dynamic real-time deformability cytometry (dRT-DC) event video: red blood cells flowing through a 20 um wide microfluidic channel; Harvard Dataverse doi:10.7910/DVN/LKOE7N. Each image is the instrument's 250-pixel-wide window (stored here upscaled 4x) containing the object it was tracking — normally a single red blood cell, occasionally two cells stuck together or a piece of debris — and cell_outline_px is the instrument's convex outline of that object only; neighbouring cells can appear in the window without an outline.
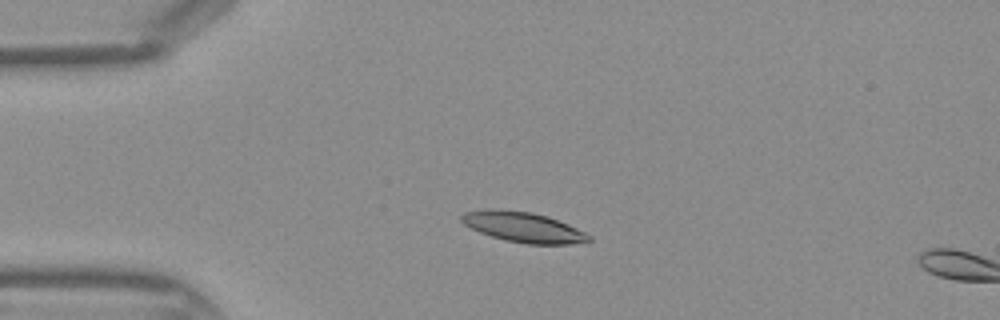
{"species": "Egyptian fruit bat (a non-hibernating species)", "species_latin": "Rousettus aegyptiacus", "temperature_condition": "warm", "stored_images_in_passage": 12, "camera_frame_rate_fps": 3000, "um_per_image_px": 0.085, "frame": {"image": 1, "passage_image": 9, "time_ms": 2.667, "image_size_px": [1000, 320], "cell_outline_px": [[592, 240], [572, 244], [528, 244], [508, 240], [492, 236], [480, 232], [464, 224], [460, 220], [460, 216], [464, 212], [488, 208], [496, 208], [532, 212], [548, 216], [568, 224], [592, 236]], "centroid_in_image_um": [44.47, 19.28], "position_along_channel_um": 40.5, "area_um2": 22.43}}